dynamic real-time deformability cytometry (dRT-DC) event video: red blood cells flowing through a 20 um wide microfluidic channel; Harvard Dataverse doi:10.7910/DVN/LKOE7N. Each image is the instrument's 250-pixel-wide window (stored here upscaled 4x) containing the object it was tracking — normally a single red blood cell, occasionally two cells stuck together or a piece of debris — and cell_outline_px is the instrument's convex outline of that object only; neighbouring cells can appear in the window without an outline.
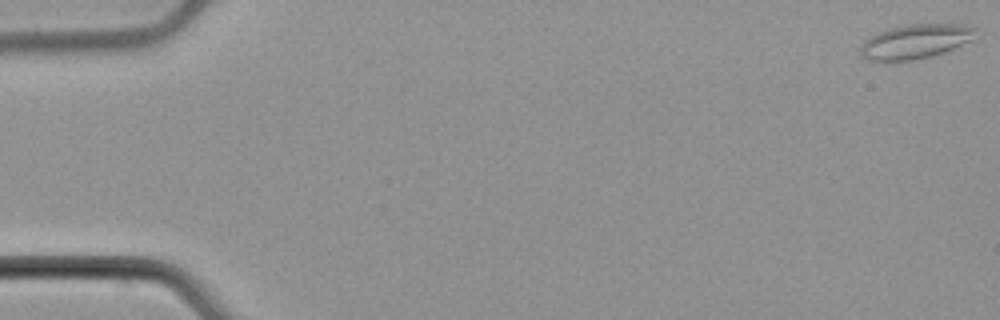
{"species": "common noctule bat (a hibernating species)", "species_latin": "Nyctalus noctula", "temperature_condition": "cold", "stored_images_in_passage": 4, "camera_frame_rate_fps": 3000, "um_per_image_px": 0.085, "animal": {"sex": "male", "body_mass_g": 21.5, "forearm_length_mm": 52.0}, "frame": {"image": 1, "passage_image": 1, "time_ms": 0.0, "image_size_px": [1000, 320], "cell_outline_px": [[976, 28], [972, 40], [944, 52], [932, 56], [916, 60], [868, 60], [860, 56], [860, 48], [864, 40], [888, 28], [908, 24], [968, 24]], "centroid_in_image_um": [77.82, 3.52], "position_along_channel_um": 7.2, "area_um2": 23.0}}